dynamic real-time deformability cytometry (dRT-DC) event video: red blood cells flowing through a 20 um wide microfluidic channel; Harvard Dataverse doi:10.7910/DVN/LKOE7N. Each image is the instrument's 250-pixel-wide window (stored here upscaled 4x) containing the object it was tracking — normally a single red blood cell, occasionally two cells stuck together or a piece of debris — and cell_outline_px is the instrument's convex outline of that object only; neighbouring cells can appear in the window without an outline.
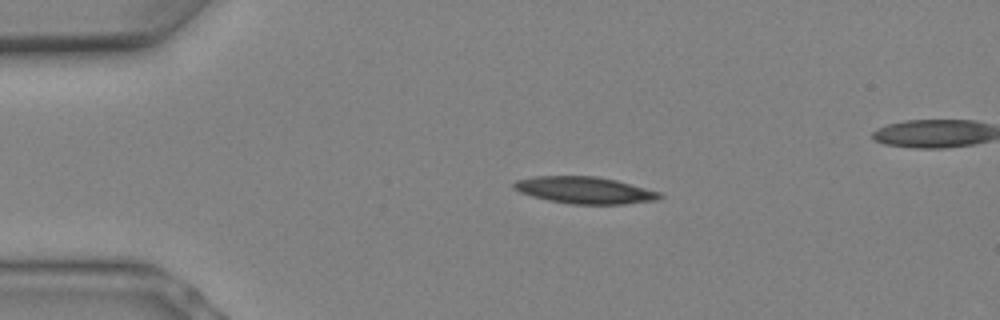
{"species": "Egyptian fruit bat (a non-hibernating species)", "species_latin": "Rousettus aegyptiacus", "temperature_condition": "warm", "stored_images_in_passage": 10, "camera_frame_rate_fps": 3000, "um_per_image_px": 0.085, "animal": {"sex": "female"}, "frame": {"image": 1, "passage_image": 4, "time_ms": 1.0, "image_size_px": [1000, 320], "cell_outline_px": [[664, 196], [656, 200], [624, 204], [568, 204], [548, 200], [532, 196], [520, 192], [512, 188], [512, 184], [516, 180], [536, 176], [596, 176], [616, 180], [660, 192]], "centroid_in_image_um": [49.68, 16.17], "position_along_channel_um": 35.3, "area_um2": 22.83}}
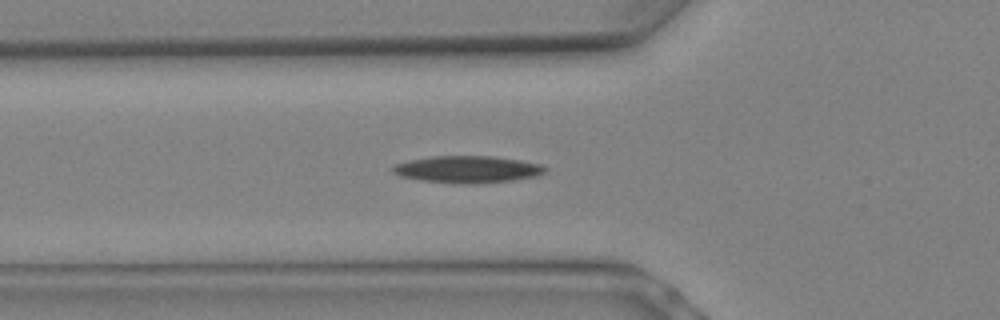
{"frame": {"image": 2, "passage_image": 7, "time_ms": 2.0, "image_size_px": [1000, 320], "cell_outline_px": [[548, 168], [544, 172], [536, 176], [512, 180], [480, 184], [452, 184], [420, 180], [400, 176], [392, 172], [392, 164], [408, 160], [432, 156], [492, 156], [520, 160], [540, 164]], "centroid_in_image_um": [39.69, 14.4], "position_along_channel_um": 86.1, "area_um2": 24.28}}